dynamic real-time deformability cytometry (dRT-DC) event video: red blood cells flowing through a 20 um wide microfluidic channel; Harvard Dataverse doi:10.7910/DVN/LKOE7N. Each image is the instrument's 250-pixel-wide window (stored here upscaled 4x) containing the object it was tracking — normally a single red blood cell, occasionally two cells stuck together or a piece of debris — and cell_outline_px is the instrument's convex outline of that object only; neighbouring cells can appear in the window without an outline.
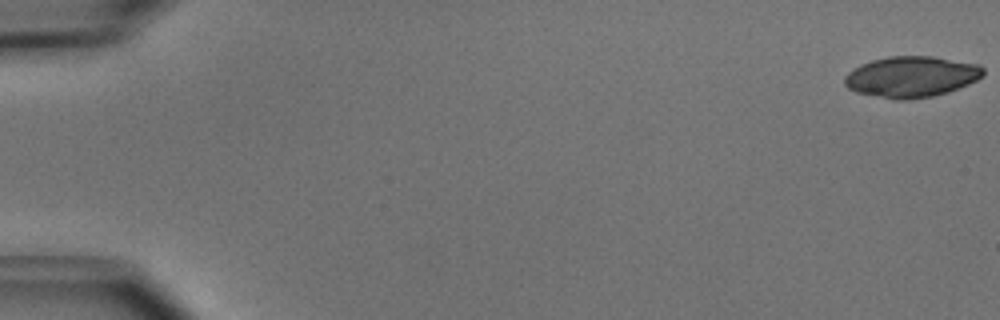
{"species": "common noctule bat (a hibernating species)", "species_latin": "Nyctalus noctula", "temperature_condition": "cold", "stored_images_in_passage": 16, "camera_frame_rate_fps": 3000, "um_per_image_px": 0.085, "animal": {"sex": "male", "body_mass_g": 15.6}, "frame": {"image": 1, "passage_image": 1, "time_ms": 0.0, "image_size_px": [1000, 320], "cell_outline_px": [[984, 76], [968, 84], [948, 92], [932, 96], [908, 100], [896, 100], [856, 92], [848, 88], [844, 84], [844, 76], [848, 72], [860, 64], [872, 60], [888, 56], [932, 56], [980, 64], [984, 68]], "centroid_in_image_um": [77.47, 6.52], "position_along_channel_um": 7.5, "area_um2": 33.29}}